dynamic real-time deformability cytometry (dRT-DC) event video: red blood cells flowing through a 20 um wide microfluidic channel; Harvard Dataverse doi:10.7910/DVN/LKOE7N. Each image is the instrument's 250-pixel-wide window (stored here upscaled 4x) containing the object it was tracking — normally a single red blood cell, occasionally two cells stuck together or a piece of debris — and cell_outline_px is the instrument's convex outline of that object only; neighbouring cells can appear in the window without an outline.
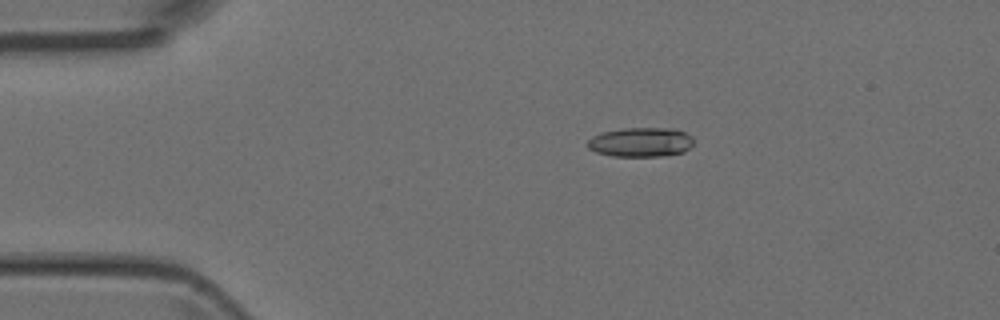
{"species": "Egyptian fruit bat (a non-hibernating species)", "species_latin": "Rousettus aegyptiacus", "temperature_condition": "room temperature", "stored_images_in_passage": 3, "camera_frame_rate_fps": 3000, "um_per_image_px": 0.085, "animal": {"sex": "female"}, "frame": {"image": 1, "passage_image": 2, "time_ms": 2.0, "image_size_px": [1000, 320], "cell_outline_px": [[692, 144], [684, 152], [660, 156], [612, 156], [596, 152], [588, 148], [588, 140], [592, 136], [604, 132], [624, 128], [676, 128], [692, 136]], "centroid_in_image_um": [54.47, 12.08], "position_along_channel_um": 30.5, "area_um2": 18.09}}